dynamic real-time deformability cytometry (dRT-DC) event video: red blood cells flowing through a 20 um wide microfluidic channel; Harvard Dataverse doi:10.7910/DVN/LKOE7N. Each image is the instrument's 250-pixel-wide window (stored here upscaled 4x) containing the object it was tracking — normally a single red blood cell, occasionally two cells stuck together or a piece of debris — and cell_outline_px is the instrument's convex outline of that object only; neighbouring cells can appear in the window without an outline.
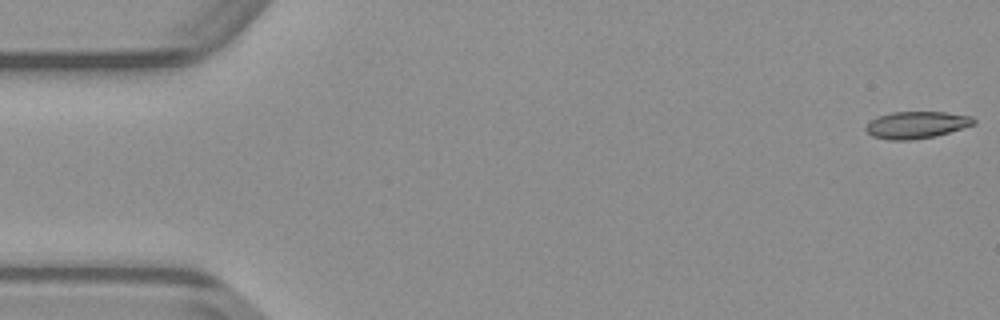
{"species": "common noctule bat (a hibernating species)", "species_latin": "Nyctalus noctula", "temperature_condition": "warm", "stored_images_in_passage": 49, "camera_frame_rate_fps": 3000, "um_per_image_px": 0.085, "animal": {"sex": "male", "body_mass_g": 23.1, "forearm_length_mm": 52.7}, "frame": {"image": 1, "passage_image": 1, "time_ms": 0.0, "image_size_px": [1000, 320], "cell_outline_px": [[976, 124], [936, 136], [912, 140], [888, 140], [872, 136], [864, 128], [872, 120], [880, 116], [892, 112], [948, 112], [972, 116], [976, 120]], "centroid_in_image_um": [77.95, 10.62], "position_along_channel_um": 7.1, "area_um2": 16.99}}
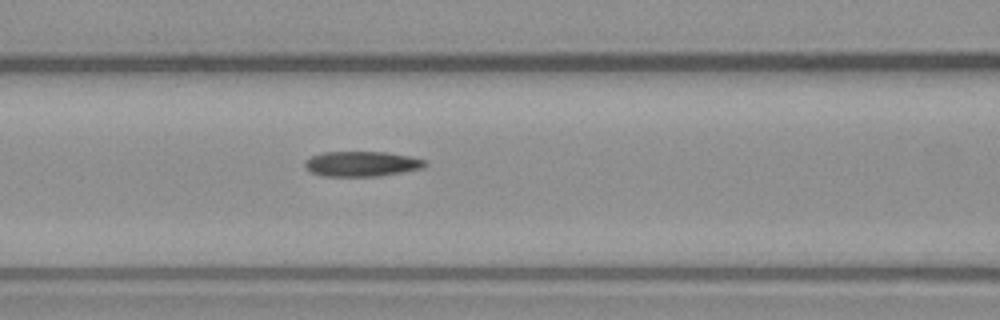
{"frame": {"image": 2, "passage_image": 20, "time_ms": 6.333, "image_size_px": [1000, 320], "cell_outline_px": [[428, 164], [424, 168], [404, 172], [380, 176], [324, 176], [312, 172], [304, 164], [304, 160], [320, 152], [388, 152], [408, 156], [424, 160]], "centroid_in_image_um": [30.77, 13.92], "position_along_channel_um": 135.8, "area_um2": 17.63}}
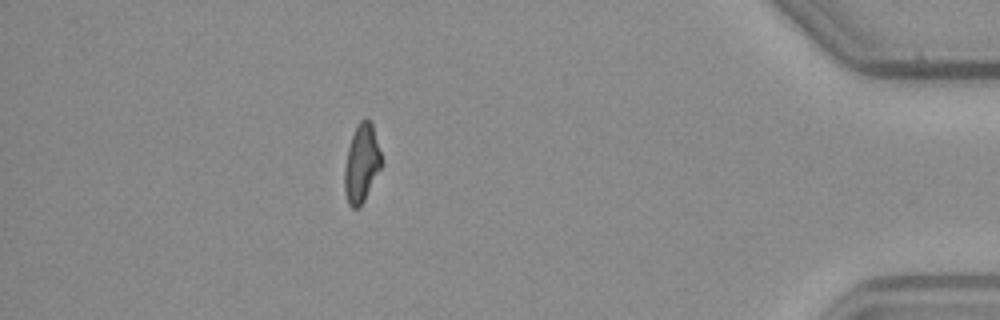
{"frame": {"image": 3, "passage_image": 43, "time_ms": 14.0, "image_size_px": [1000, 320], "cell_outline_px": [[380, 168], [360, 208], [352, 208], [348, 204], [344, 192], [344, 168], [348, 148], [356, 124], [364, 116], [368, 116], [372, 124], [380, 152]], "centroid_in_image_um": [30.7, 13.87], "position_along_channel_um": 404.5, "area_um2": 16.7}}